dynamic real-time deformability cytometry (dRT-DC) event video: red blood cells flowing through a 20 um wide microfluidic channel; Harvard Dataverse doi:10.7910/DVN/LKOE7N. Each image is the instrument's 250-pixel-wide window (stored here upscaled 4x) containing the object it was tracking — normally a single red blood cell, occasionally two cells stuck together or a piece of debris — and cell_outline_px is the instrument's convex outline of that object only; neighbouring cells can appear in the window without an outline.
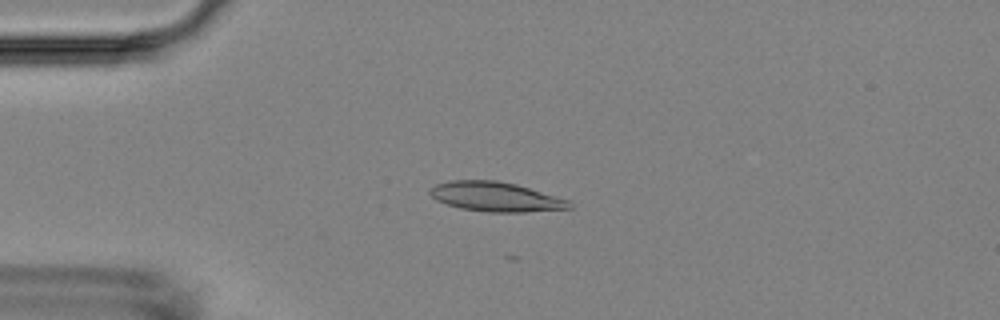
{"species": "Egyptian fruit bat (a non-hibernating species)", "species_latin": "Rousettus aegyptiacus", "temperature_condition": "room temperature", "stored_images_in_passage": 33, "camera_frame_rate_fps": 3000, "um_per_image_px": 0.085, "animal": {"sex": "female"}, "frame": {"image": 1, "passage_image": 13, "time_ms": 4.0, "image_size_px": [1000, 320], "cell_outline_px": [[572, 208], [524, 212], [488, 212], [460, 208], [436, 200], [428, 192], [436, 184], [452, 180], [496, 180], [516, 184], [572, 200]], "centroid_in_image_um": [42.18, 16.72], "position_along_channel_um": 42.8, "area_um2": 24.04}}
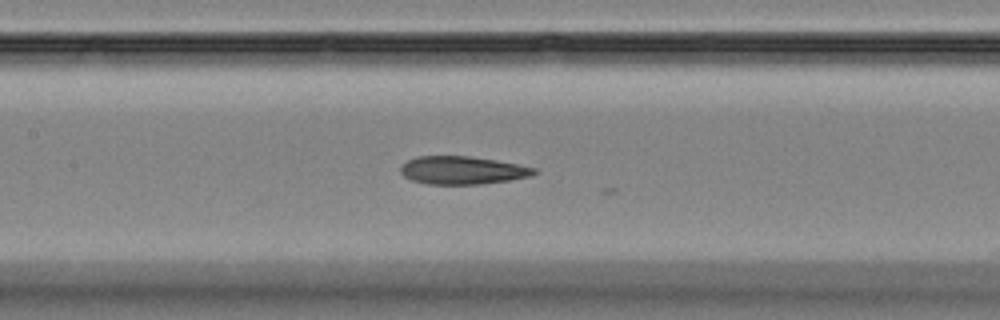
{"frame": {"image": 2, "passage_image": 25, "time_ms": 8.0, "image_size_px": [1000, 320], "cell_outline_px": [[536, 172], [532, 176], [508, 180], [480, 184], [428, 184], [412, 180], [404, 176], [400, 172], [400, 168], [408, 160], [416, 156], [468, 156], [496, 160], [536, 168]], "centroid_in_image_um": [39.29, 14.47], "position_along_channel_um": 168.1, "area_um2": 21.62}}
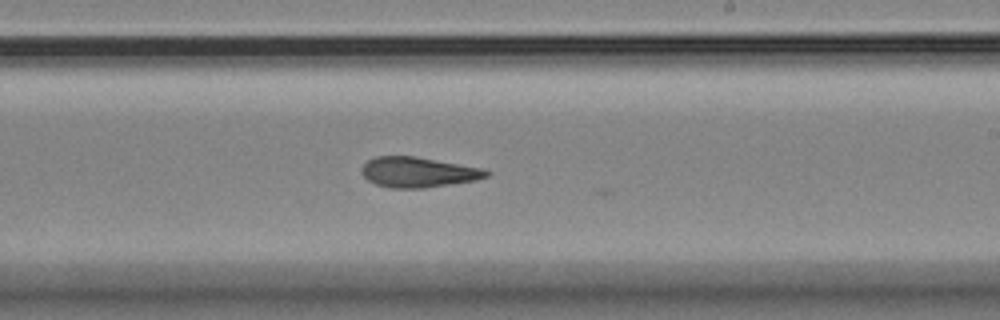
{"frame": {"image": 3, "passage_image": 32, "time_ms": 10.333, "image_size_px": [1000, 320], "cell_outline_px": [[492, 172], [488, 176], [476, 180], [424, 188], [388, 188], [376, 184], [368, 180], [360, 172], [360, 168], [368, 160], [376, 156], [416, 156], [484, 168]], "centroid_in_image_um": [35.55, 14.63], "position_along_channel_um": 253.5, "area_um2": 22.2}}